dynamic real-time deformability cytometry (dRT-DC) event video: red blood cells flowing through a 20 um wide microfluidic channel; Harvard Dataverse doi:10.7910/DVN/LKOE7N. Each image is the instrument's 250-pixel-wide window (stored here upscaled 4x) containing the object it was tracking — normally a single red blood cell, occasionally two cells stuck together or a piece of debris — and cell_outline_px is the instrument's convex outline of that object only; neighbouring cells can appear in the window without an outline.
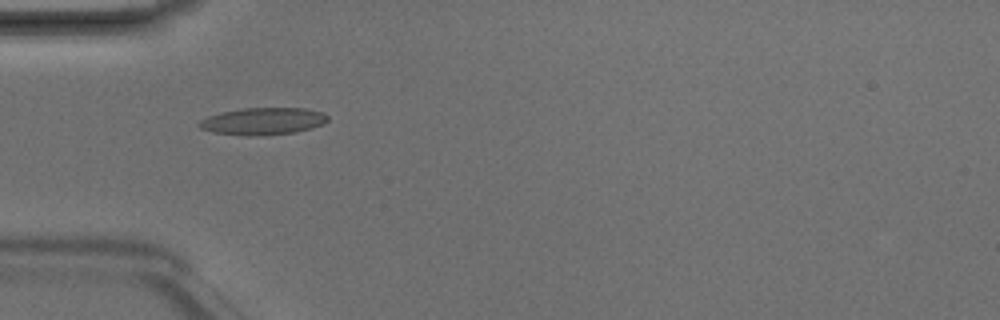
{"species": "Egyptian fruit bat (a non-hibernating species)", "species_latin": "Rousettus aegyptiacus", "temperature_condition": "room temperature", "stored_images_in_passage": 4, "camera_frame_rate_fps": 3000, "um_per_image_px": 0.085, "animal": {"sex": "male"}, "frame": {"image": 1, "passage_image": 1, "time_ms": 0.0, "image_size_px": [1000, 320], "cell_outline_px": [[328, 120], [324, 124], [312, 128], [296, 132], [252, 136], [248, 136], [212, 132], [200, 128], [196, 124], [200, 120], [208, 116], [220, 112], [244, 108], [304, 108], [324, 112], [328, 116]], "centroid_in_image_um": [22.36, 10.3], "position_along_channel_um": 62.6, "area_um2": 20.46}}
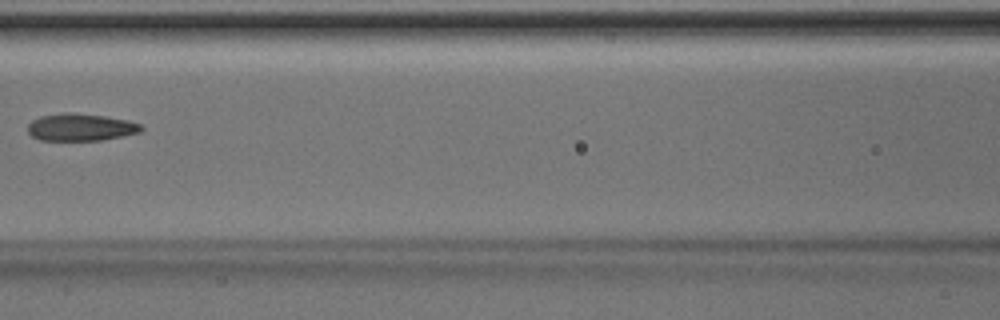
{"frame": {"image": 2, "passage_image": 3, "time_ms": 0.667, "image_size_px": [1000, 320], "cell_outline_px": [[144, 128], [140, 132], [124, 136], [100, 140], [40, 140], [32, 136], [28, 132], [28, 124], [32, 120], [40, 116], [64, 112], [72, 112], [104, 116], [128, 120], [140, 124]], "centroid_in_image_um": [6.85, 10.81], "position_along_channel_um": 159.7, "area_um2": 18.09}}